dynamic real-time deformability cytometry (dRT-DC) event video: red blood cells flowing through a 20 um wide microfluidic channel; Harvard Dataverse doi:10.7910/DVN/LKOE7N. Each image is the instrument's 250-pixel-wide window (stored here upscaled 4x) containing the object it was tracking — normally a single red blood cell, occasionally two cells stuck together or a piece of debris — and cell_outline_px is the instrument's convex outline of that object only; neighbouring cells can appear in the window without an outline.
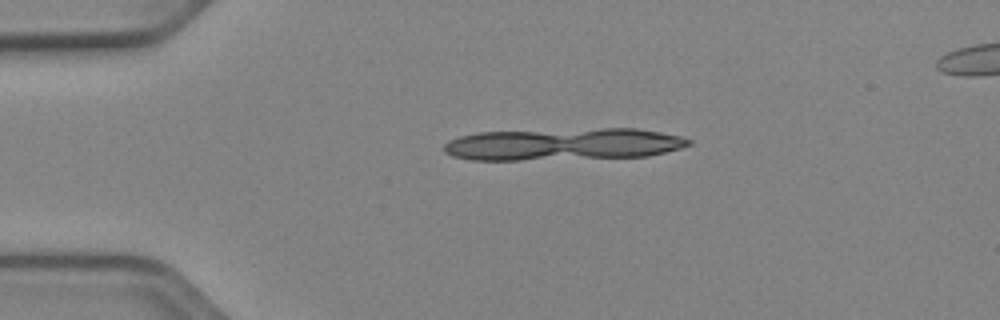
{"species": "Egyptian fruit bat (a non-hibernating species)", "species_latin": "Rousettus aegyptiacus", "temperature_condition": "cold", "stored_images_in_passage": 7, "segment_of_instrument_passage": [2, 2], "camera_frame_rate_fps": 3000, "um_per_image_px": 0.085, "animal": {"sex": "female"}, "frame": {"image": 1, "passage_image": 7, "time_ms": 2.0, "image_size_px": [1000, 320], "cell_outline_px": [[684, 144], [672, 148], [656, 152], [636, 156], [604, 156], [584, 152], [596, 132], [648, 132], [668, 136], [684, 140]], "centroid_in_image_um": [53.57, 12.21], "position_along_channel_um": 31.4, "area_um2": 13.35}}